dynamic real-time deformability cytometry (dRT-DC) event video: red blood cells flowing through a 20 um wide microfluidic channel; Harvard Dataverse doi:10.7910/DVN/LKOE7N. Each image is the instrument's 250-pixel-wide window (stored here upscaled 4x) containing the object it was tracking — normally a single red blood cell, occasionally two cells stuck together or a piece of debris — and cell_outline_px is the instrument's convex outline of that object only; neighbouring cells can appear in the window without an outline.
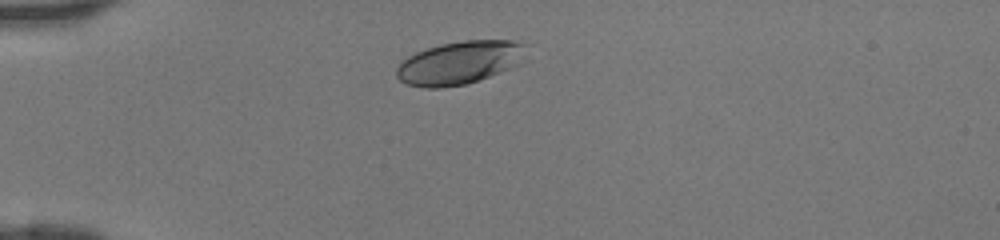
{"species": "human", "species_latin": "Homo sapiens", "temperature_condition": "room temperature", "stored_images_in_passage": 29, "camera_frame_rate_fps": 3000, "um_per_image_px": 0.085, "donor": {"sex": "female"}, "frame": {"image": 1, "passage_image": 1, "time_ms": 0.0, "image_size_px": [1000, 240], "cell_outline_px": [[524, 44], [520, 64], [500, 72], [464, 84], [440, 88], [424, 88], [408, 84], [400, 80], [396, 76], [396, 68], [408, 56], [416, 52], [440, 44], [464, 40], [516, 40]], "centroid_in_image_um": [39.02, 5.32], "position_along_channel_um": 46.0, "area_um2": 32.14}}
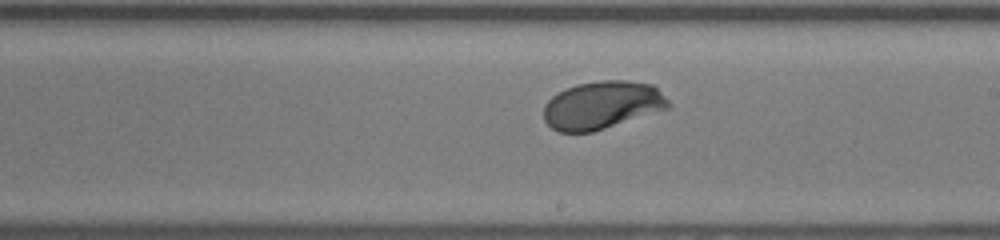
{"frame": {"image": 2, "passage_image": 16, "time_ms": 5.0, "image_size_px": [1000, 240], "cell_outline_px": [[672, 108], [592, 132], [560, 132], [552, 128], [544, 120], [544, 104], [552, 96], [576, 84], [600, 80], [624, 80], [652, 84], [672, 104]], "centroid_in_image_um": [51.21, 8.94], "position_along_channel_um": 237.8, "area_um2": 34.91}}
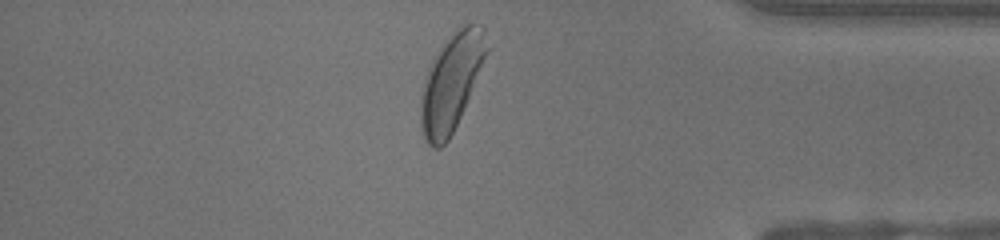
{"frame": {"image": 3, "passage_image": 28, "time_ms": 9.0, "image_size_px": [1000, 240], "cell_outline_px": [[488, 52], [464, 108], [448, 140], [440, 148], [432, 148], [424, 140], [420, 128], [420, 96], [424, 80], [428, 68], [436, 52], [448, 36], [460, 24], [484, 24], [488, 48]], "centroid_in_image_um": [38.34, 6.96], "position_along_channel_um": 396.9, "area_um2": 37.51}}